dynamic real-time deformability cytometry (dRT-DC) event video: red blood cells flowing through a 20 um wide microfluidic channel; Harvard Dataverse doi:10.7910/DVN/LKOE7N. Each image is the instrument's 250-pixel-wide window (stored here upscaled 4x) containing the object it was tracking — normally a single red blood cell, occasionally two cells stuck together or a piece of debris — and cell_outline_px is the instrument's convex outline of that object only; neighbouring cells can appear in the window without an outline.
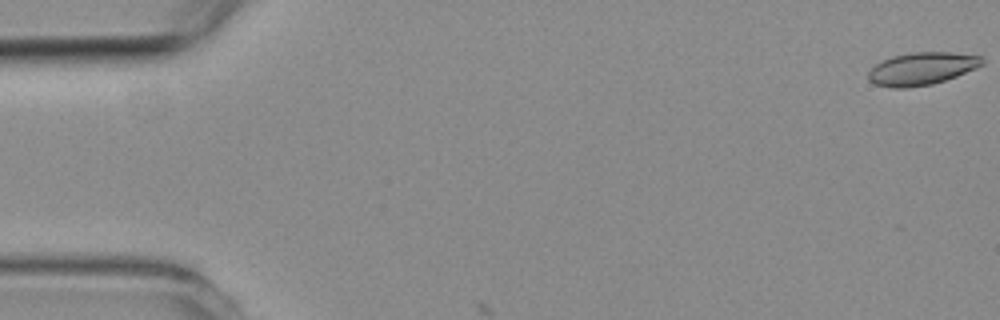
{"species": "common noctule bat (a hibernating species)", "species_latin": "Nyctalus noctula", "temperature_condition": "room temperature", "stored_images_in_passage": 5, "camera_frame_rate_fps": 3000, "um_per_image_px": 0.085, "animal": {"sex": "female", "body_mass_g": 19.3, "forearm_length_mm": 54.1}, "frame": {"image": 1, "passage_image": 1, "time_ms": 0.0, "image_size_px": [1000, 320], "cell_outline_px": [[984, 64], [976, 68], [956, 76], [932, 84], [908, 88], [892, 88], [876, 84], [868, 80], [868, 72], [876, 64], [892, 56], [912, 52], [952, 52], [980, 56], [984, 60]], "centroid_in_image_um": [78.35, 5.83], "position_along_channel_um": 6.6, "area_um2": 21.56}}
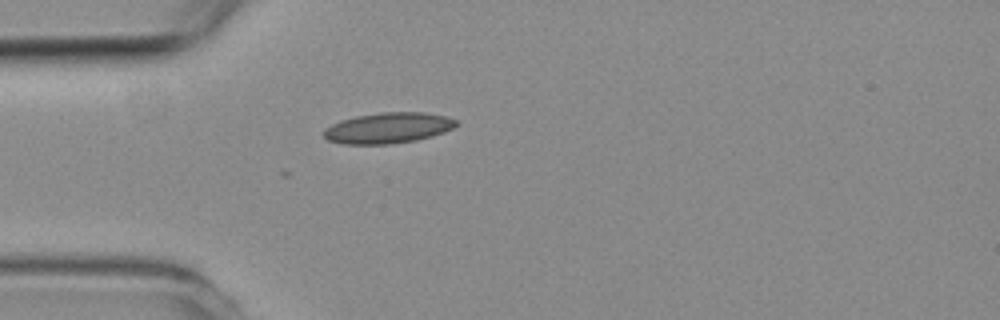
{"frame": {"image": 2, "passage_image": 5, "time_ms": 4.667, "image_size_px": [1000, 320], "cell_outline_px": [[460, 124], [444, 132], [432, 136], [416, 140], [392, 144], [340, 144], [328, 140], [324, 136], [324, 128], [340, 120], [356, 116], [380, 112], [424, 112], [444, 116], [456, 120]], "centroid_in_image_um": [32.98, 10.88], "position_along_channel_um": 52.0, "area_um2": 23.81}}